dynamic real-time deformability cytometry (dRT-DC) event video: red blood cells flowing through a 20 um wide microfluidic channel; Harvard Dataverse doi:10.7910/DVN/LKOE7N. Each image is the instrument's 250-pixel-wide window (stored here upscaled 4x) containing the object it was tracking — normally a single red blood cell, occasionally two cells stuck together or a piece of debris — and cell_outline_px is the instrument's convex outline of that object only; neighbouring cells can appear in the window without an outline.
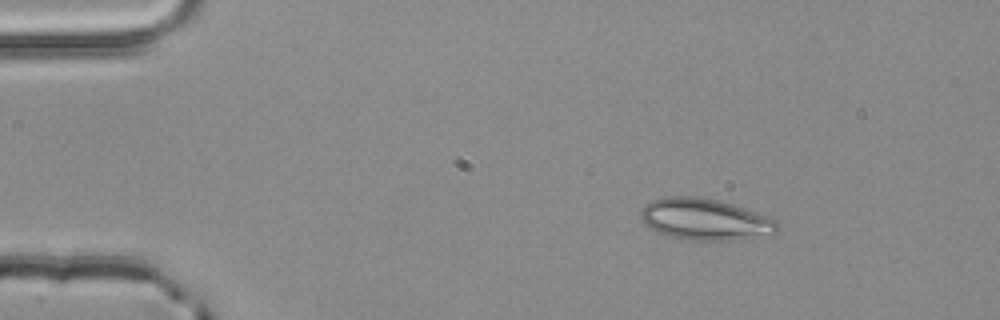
{"species": "common noctule bat (a hibernating species)", "species_latin": "Nyctalus noctula", "temperature_condition": "room temperature", "stored_images_in_passage": 3, "camera_frame_rate_fps": 3000, "um_per_image_px": 0.085, "animal": {"sex": "male", "body_mass_g": 20.4}, "frame": {"image": 1, "passage_image": 1, "time_ms": 0.0, "image_size_px": [1000, 320], "cell_outline_px": [[776, 232], [744, 240], [692, 240], [668, 236], [656, 232], [644, 224], [640, 220], [640, 212], [644, 204], [652, 200], [664, 196], [696, 196], [716, 200], [732, 204], [768, 216], [776, 220]], "centroid_in_image_um": [59.86, 18.64], "position_along_channel_um": 25.1, "area_um2": 33.12}}